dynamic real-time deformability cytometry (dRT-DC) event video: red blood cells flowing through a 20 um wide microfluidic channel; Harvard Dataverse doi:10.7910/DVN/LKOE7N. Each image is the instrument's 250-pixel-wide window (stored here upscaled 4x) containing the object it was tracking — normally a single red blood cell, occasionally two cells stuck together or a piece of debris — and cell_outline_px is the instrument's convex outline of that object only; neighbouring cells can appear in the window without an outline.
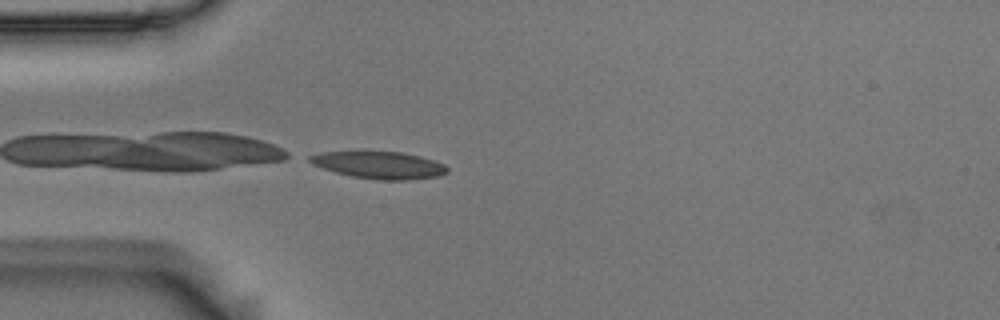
{"species": "Egyptian fruit bat (a non-hibernating species)", "species_latin": "Rousettus aegyptiacus", "temperature_condition": "room temperature", "stored_images_in_passage": 40, "camera_frame_rate_fps": 3000, "um_per_image_px": 0.085, "animal": {"sex": "male"}, "frame": {"image": 1, "passage_image": 1, "time_ms": 0.0, "image_size_px": [1000, 320], "cell_outline_px": [[448, 172], [440, 176], [408, 180], [376, 180], [352, 176], [336, 172], [312, 164], [308, 160], [308, 156], [320, 152], [364, 148], [400, 152], [420, 156], [444, 164], [448, 168]], "centroid_in_image_um": [32.17, 13.98], "position_along_channel_um": 52.8, "area_um2": 22.77}}
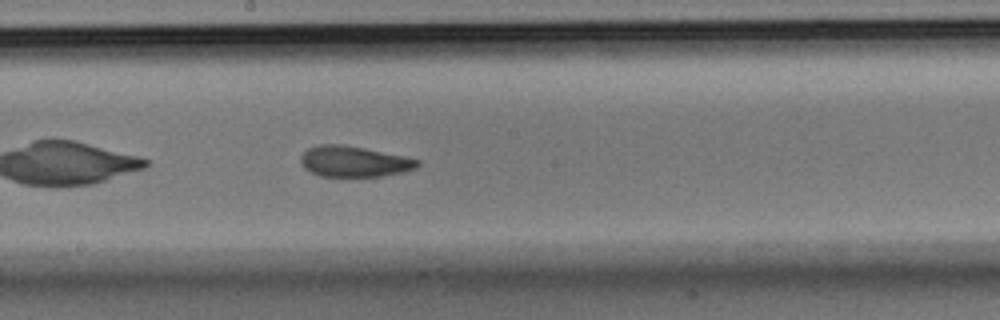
{"frame": {"image": 2, "passage_image": 15, "time_ms": 4.667, "image_size_px": [1000, 320], "cell_outline_px": [[420, 164], [416, 168], [404, 172], [380, 176], [320, 176], [304, 168], [300, 160], [300, 156], [308, 148], [320, 144], [340, 144], [364, 148], [404, 156], [420, 160]], "centroid_in_image_um": [30.09, 13.72], "position_along_channel_um": 218.1, "area_um2": 20.87}}
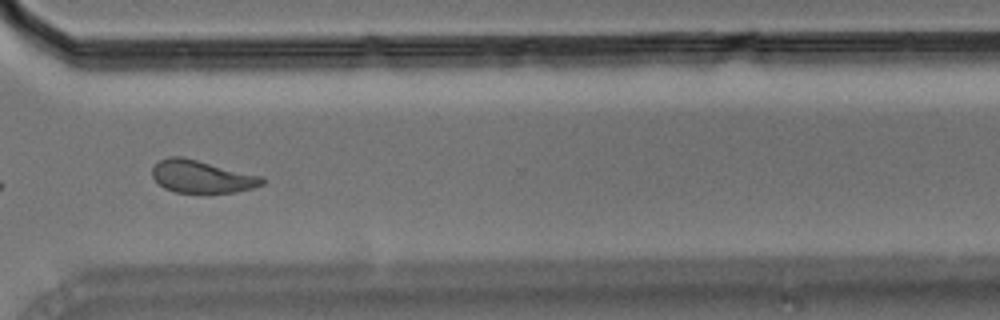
{"frame": {"image": 3, "passage_image": 26, "time_ms": 8.333, "image_size_px": [1000, 320], "cell_outline_px": [[268, 180], [264, 184], [252, 188], [236, 192], [208, 196], [176, 192], [164, 188], [152, 176], [152, 168], [160, 160], [168, 156], [180, 156], [264, 176]], "centroid_in_image_um": [17.21, 15.06], "position_along_channel_um": 353.4, "area_um2": 21.68}, "authors_computed_cell_mechanics": {"area_um2": 21.4149, "velocity_mm_per_s": 3.6922, "shape_relaxation_time_tau1_ms": 3.6169, "shape_relaxation_time_tau2_ms": 2.1835, "deformation_change_tau1": 0.1408, "deformation_change_tau2": 0.0962}}